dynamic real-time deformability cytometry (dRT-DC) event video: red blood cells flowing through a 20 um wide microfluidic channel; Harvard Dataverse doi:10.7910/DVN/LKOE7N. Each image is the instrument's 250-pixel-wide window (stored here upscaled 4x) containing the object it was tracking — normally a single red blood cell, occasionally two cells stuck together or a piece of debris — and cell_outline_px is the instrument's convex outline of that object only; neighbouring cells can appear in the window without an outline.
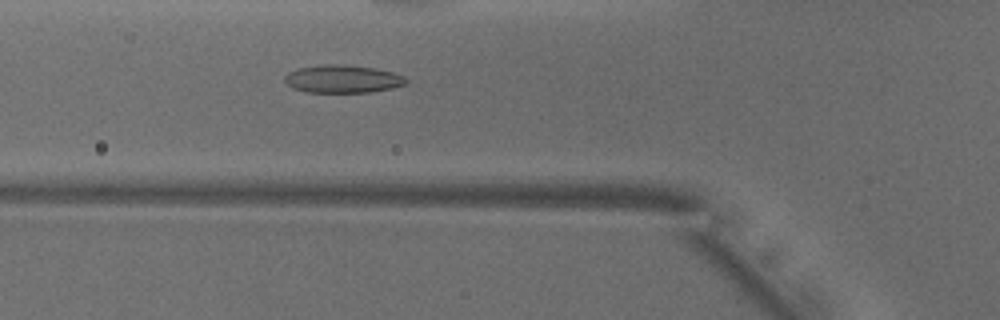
{"species": "common noctule bat (a hibernating species)", "species_latin": "Nyctalus noctula", "temperature_condition": "warm", "stored_images_in_passage": 13, "camera_frame_rate_fps": 3000, "um_per_image_px": 0.085, "animal": {"sex": "male", "body_mass_g": 18.8}, "frame": {"image": 1, "passage_image": 6, "time_ms": 1.667, "image_size_px": [1000, 320], "cell_outline_px": [[408, 80], [404, 84], [392, 88], [368, 92], [308, 92], [292, 88], [284, 80], [284, 76], [288, 72], [300, 68], [324, 64], [344, 64], [372, 68], [392, 72], [404, 76]], "centroid_in_image_um": [29.1, 6.71], "position_along_channel_um": 96.7, "area_um2": 19.54}}
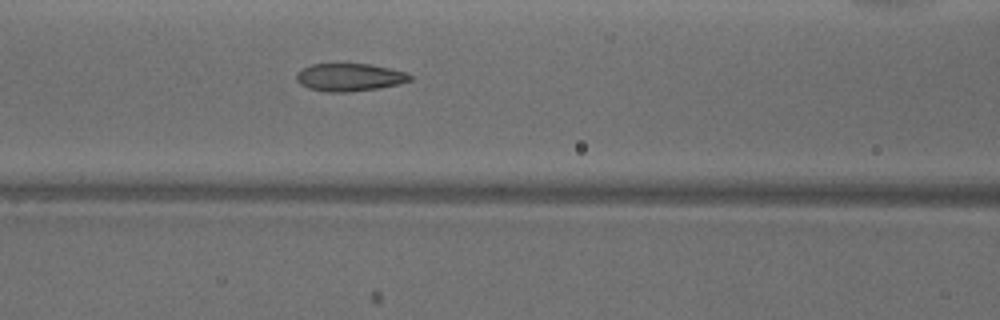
{"frame": {"image": 2, "passage_image": 9, "time_ms": 2.667, "image_size_px": [1000, 320], "cell_outline_px": [[412, 80], [400, 84], [380, 88], [348, 92], [328, 92], [308, 88], [300, 84], [296, 80], [296, 72], [300, 68], [312, 64], [372, 64], [408, 72], [412, 76]], "centroid_in_image_um": [29.72, 6.56], "position_along_channel_um": 136.9, "area_um2": 18.67}}
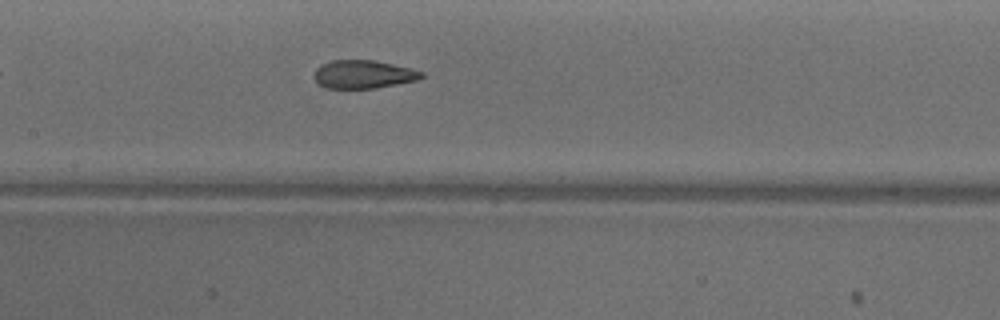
{"frame": {"image": 3, "passage_image": 12, "time_ms": 3.667, "image_size_px": [1000, 320], "cell_outline_px": [[424, 76], [416, 80], [376, 88], [324, 88], [312, 76], [316, 68], [320, 64], [332, 60], [372, 60], [392, 64], [424, 72]], "centroid_in_image_um": [30.83, 6.31], "position_along_channel_um": 176.6, "area_um2": 17.57}}